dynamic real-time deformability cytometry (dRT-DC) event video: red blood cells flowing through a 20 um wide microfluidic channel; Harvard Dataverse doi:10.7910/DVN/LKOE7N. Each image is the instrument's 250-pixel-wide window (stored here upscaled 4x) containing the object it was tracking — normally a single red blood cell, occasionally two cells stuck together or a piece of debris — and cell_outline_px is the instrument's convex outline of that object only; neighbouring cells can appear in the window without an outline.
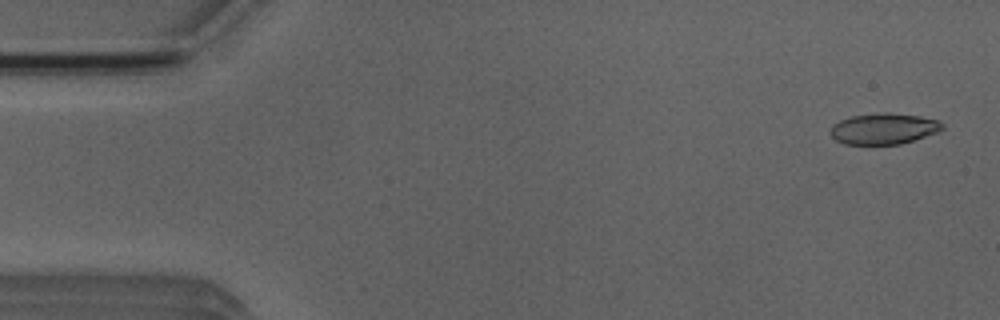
{"species": "Egyptian fruit bat (a non-hibernating species)", "species_latin": "Rousettus aegyptiacus", "temperature_condition": "room temperature", "stored_images_in_passage": 5, "camera_frame_rate_fps": 3000, "um_per_image_px": 0.085, "animal": {"sex": "male"}, "frame": {"image": 1, "passage_image": 1, "time_ms": 0.0, "image_size_px": [1000, 320], "cell_outline_px": [[944, 128], [940, 132], [900, 144], [844, 144], [836, 140], [828, 132], [832, 124], [840, 120], [852, 116], [876, 112], [888, 112], [920, 116], [936, 120], [944, 124]], "centroid_in_image_um": [75.11, 10.93], "position_along_channel_um": 9.9, "area_um2": 20.46}}
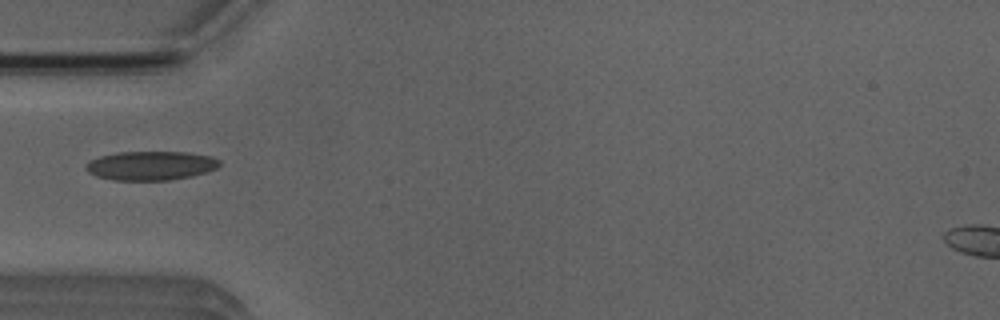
{"frame": {"image": 2, "passage_image": 5, "time_ms": 4.667, "image_size_px": [1000, 320], "cell_outline_px": [[220, 164], [216, 168], [192, 176], [168, 180], [112, 180], [96, 176], [88, 172], [84, 168], [84, 164], [100, 156], [116, 152], [188, 152], [212, 156], [220, 160]], "centroid_in_image_um": [12.79, 14.07], "position_along_channel_um": 72.2, "area_um2": 22.66}}